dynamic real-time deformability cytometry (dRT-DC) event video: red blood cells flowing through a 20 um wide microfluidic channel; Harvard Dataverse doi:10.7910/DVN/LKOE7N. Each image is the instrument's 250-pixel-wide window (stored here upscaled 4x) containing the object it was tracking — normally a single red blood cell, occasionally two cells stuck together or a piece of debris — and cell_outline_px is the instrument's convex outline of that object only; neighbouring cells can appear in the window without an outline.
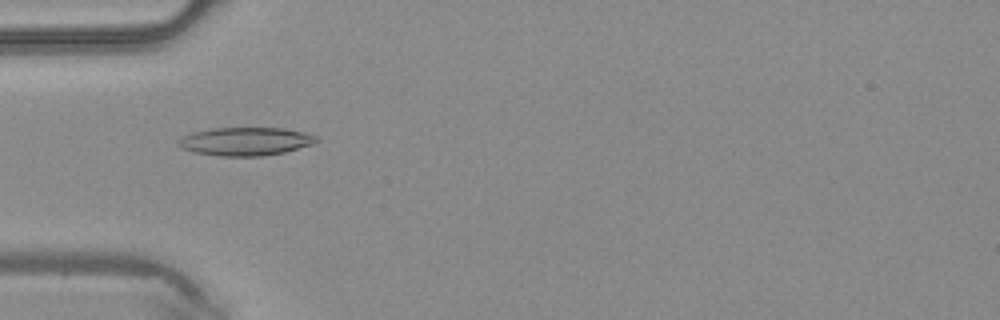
{"species": "common noctule bat (a hibernating species)", "species_latin": "Nyctalus noctula", "temperature_condition": "warm", "stored_images_in_passage": 46, "camera_frame_rate_fps": 3000, "um_per_image_px": 0.085, "animal": {"sex": "male", "body_mass_g": 20.4}, "frame": {"image": 1, "passage_image": 15, "time_ms": 4.667, "image_size_px": [1000, 320], "cell_outline_px": [[320, 140], [312, 144], [284, 152], [264, 156], [220, 156], [192, 152], [180, 148], [176, 144], [176, 140], [180, 136], [192, 132], [212, 128], [284, 128], [304, 132], [320, 136]], "centroid_in_image_um": [20.83, 12.01], "position_along_channel_um": 64.2, "area_um2": 23.12}}
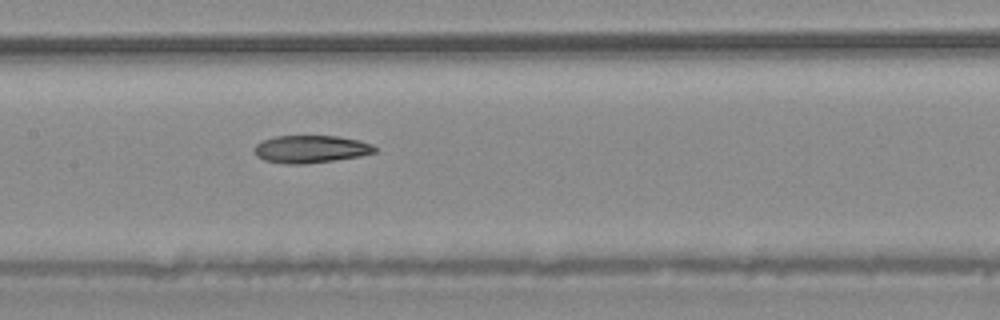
{"frame": {"image": 2, "passage_image": 23, "time_ms": 7.333, "image_size_px": [1000, 320], "cell_outline_px": [[376, 152], [360, 156], [304, 164], [284, 164], [264, 160], [256, 156], [252, 148], [256, 144], [264, 140], [276, 136], [336, 136], [360, 140], [372, 144], [376, 148]], "centroid_in_image_um": [26.39, 12.67], "position_along_channel_um": 181.0, "area_um2": 19.36}}
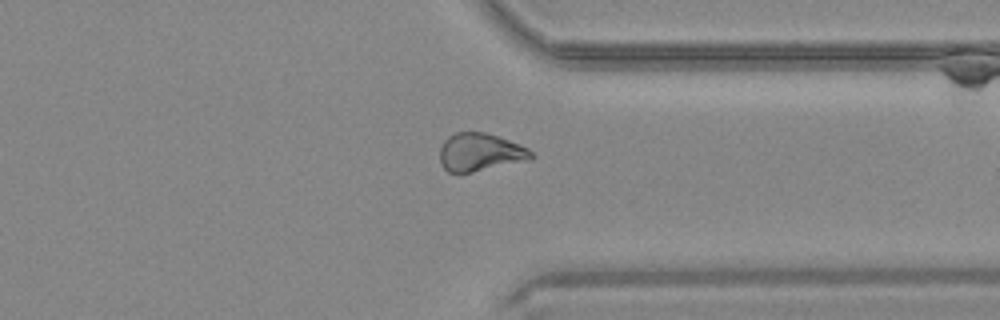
{"frame": {"image": 3, "passage_image": 36, "time_ms": 11.667, "image_size_px": [1000, 320], "cell_outline_px": [[536, 156], [532, 160], [472, 172], [448, 172], [444, 168], [440, 160], [440, 148], [444, 140], [448, 136], [456, 132], [484, 132], [520, 144], [528, 148]], "centroid_in_image_um": [40.84, 12.94], "position_along_channel_um": 370.6, "area_um2": 20.29}}